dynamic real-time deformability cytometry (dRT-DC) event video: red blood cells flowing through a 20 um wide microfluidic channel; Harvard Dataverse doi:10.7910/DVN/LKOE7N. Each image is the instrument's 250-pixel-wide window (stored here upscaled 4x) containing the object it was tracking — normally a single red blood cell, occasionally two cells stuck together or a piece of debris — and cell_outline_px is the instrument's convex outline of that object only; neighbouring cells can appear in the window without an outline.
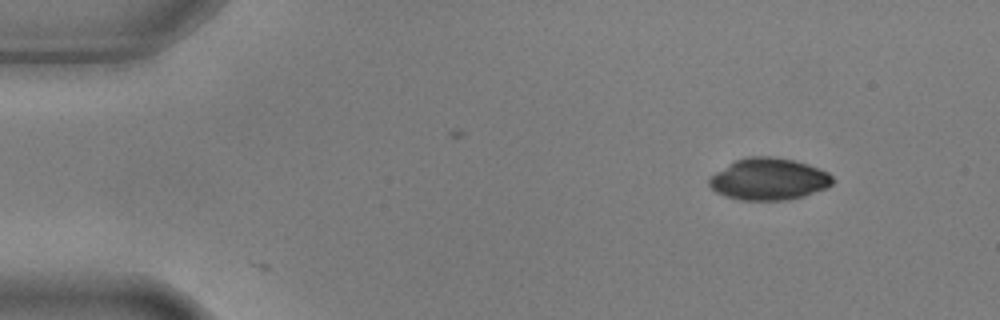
{"species": "common noctule bat (a hibernating species)", "species_latin": "Nyctalus noctula", "temperature_condition": "warm", "stored_images_in_passage": 3, "camera_frame_rate_fps": 3000, "um_per_image_px": 0.085, "animal": {"sex": "male", "body_mass_g": 17.9, "forearm_length_mm": 54.2}, "frame": {"image": 1, "passage_image": 1, "time_ms": 0.0, "image_size_px": [1000, 320], "cell_outline_px": [[832, 184], [828, 188], [804, 196], [784, 200], [740, 200], [724, 196], [716, 192], [708, 184], [708, 180], [716, 172], [736, 160], [748, 156], [768, 156], [792, 160], [808, 164], [828, 172], [832, 176]], "centroid_in_image_um": [65.35, 15.23], "position_along_channel_um": 19.6, "area_um2": 30.0}}